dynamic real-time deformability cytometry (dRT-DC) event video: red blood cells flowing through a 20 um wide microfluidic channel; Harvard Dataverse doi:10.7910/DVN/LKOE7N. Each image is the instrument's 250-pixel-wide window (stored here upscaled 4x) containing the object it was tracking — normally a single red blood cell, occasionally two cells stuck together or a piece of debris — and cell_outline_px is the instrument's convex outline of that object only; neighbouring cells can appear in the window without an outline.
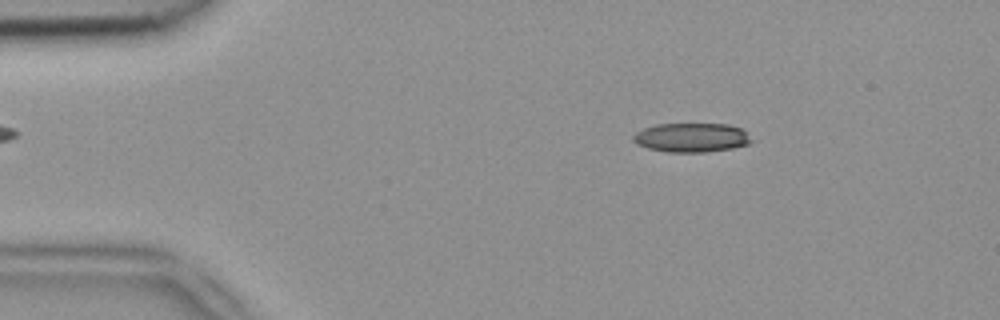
{"species": "common noctule bat (a hibernating species)", "species_latin": "Nyctalus noctula", "temperature_condition": "room temperature", "stored_images_in_passage": 46, "camera_frame_rate_fps": 3000, "um_per_image_px": 0.085, "animal": {"sex": "female", "body_mass_g": 18.4}, "frame": {"image": 1, "passage_image": 3, "time_ms": 0.667, "image_size_px": [1000, 320], "cell_outline_px": [[752, 140], [748, 144], [732, 148], [704, 152], [664, 152], [648, 148], [636, 144], [632, 140], [632, 136], [636, 132], [644, 128], [656, 124], [728, 124], [740, 128]], "centroid_in_image_um": [58.72, 11.69], "position_along_channel_um": 26.3, "area_um2": 20.0}}
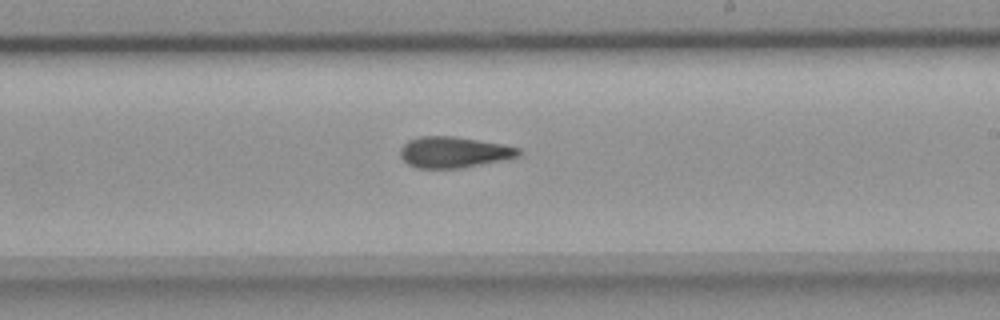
{"frame": {"image": 2, "passage_image": 25, "time_ms": 8.0, "image_size_px": [1000, 320], "cell_outline_px": [[520, 156], [504, 160], [460, 168], [416, 168], [408, 164], [400, 156], [400, 148], [408, 140], [420, 136], [452, 136], [504, 144], [520, 148]], "centroid_in_image_um": [38.58, 12.94], "position_along_channel_um": 250.4, "area_um2": 21.44}}
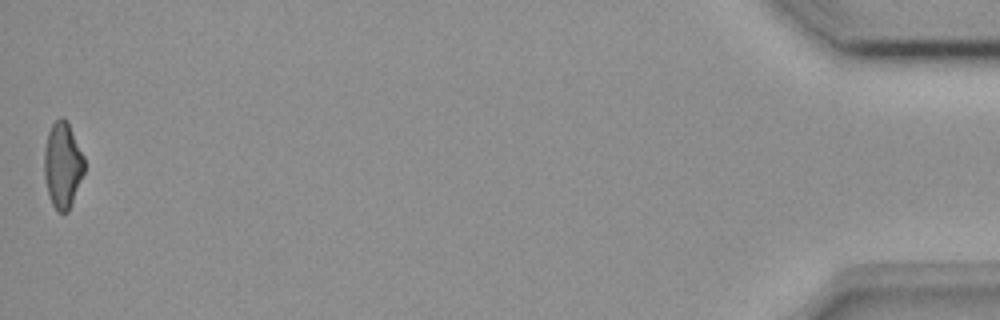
{"frame": {"image": 3, "passage_image": 46, "time_ms": 15.0, "image_size_px": [1000, 320], "cell_outline_px": [[84, 172], [72, 204], [68, 212], [56, 212], [52, 204], [48, 192], [44, 176], [44, 148], [48, 132], [52, 124], [60, 116], [64, 116], [68, 120], [84, 156]], "centroid_in_image_um": [5.33, 14.0], "position_along_channel_um": 429.9, "area_um2": 20.35}, "authors_computed_cell_mechanics": {"area_um2": 21.2704, "velocity_mm_per_s": 3.9265, "shape_relaxation_time_tau1_ms": null, "shape_relaxation_time_tau2_ms": 5.1571, "deformation_change_tau1": null, "deformation_change_tau2": 0.1498}}